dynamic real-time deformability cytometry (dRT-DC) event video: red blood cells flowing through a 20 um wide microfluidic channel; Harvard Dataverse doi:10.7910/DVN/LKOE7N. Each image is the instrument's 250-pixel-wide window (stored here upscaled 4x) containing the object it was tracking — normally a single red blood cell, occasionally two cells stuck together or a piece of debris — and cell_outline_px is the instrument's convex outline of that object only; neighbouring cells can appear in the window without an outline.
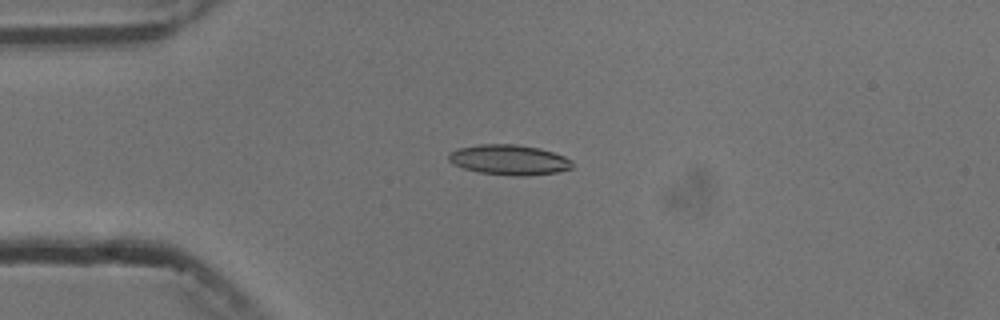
{"species": "common noctule bat (a hibernating species)", "species_latin": "Nyctalus noctula", "temperature_condition": "cold", "stored_images_in_passage": 5, "camera_frame_rate_fps": 3000, "um_per_image_px": 0.085, "animal": {"sex": "male", "body_mass_g": 13.3}, "frame": {"image": 1, "passage_image": 1, "time_ms": 0.0, "image_size_px": [1000, 320], "cell_outline_px": [[572, 168], [556, 172], [528, 176], [512, 176], [480, 172], [464, 168], [452, 164], [448, 160], [448, 152], [460, 148], [480, 144], [516, 144], [540, 148], [564, 156], [572, 160]], "centroid_in_image_um": [43.27, 13.58], "position_along_channel_um": 41.7, "area_um2": 21.79}}
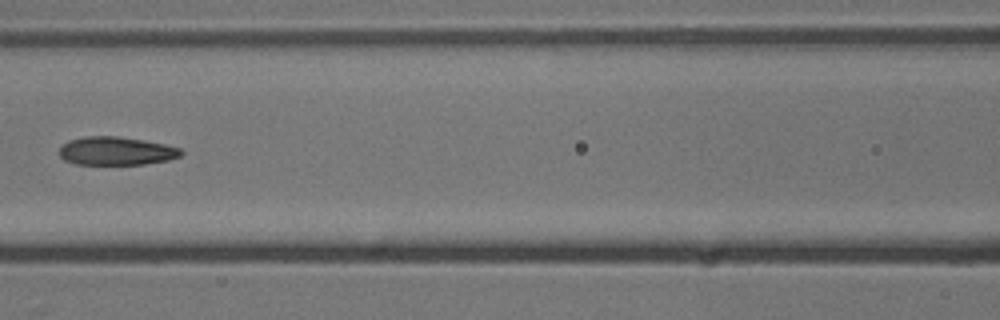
{"frame": {"image": 2, "passage_image": 4, "time_ms": 3.667, "image_size_px": [1000, 320], "cell_outline_px": [[184, 152], [180, 156], [168, 160], [144, 164], [76, 164], [64, 160], [60, 156], [60, 148], [68, 140], [84, 136], [116, 136], [164, 144], [180, 148]], "centroid_in_image_um": [9.86, 12.83], "position_along_channel_um": 156.7, "area_um2": 19.94}}
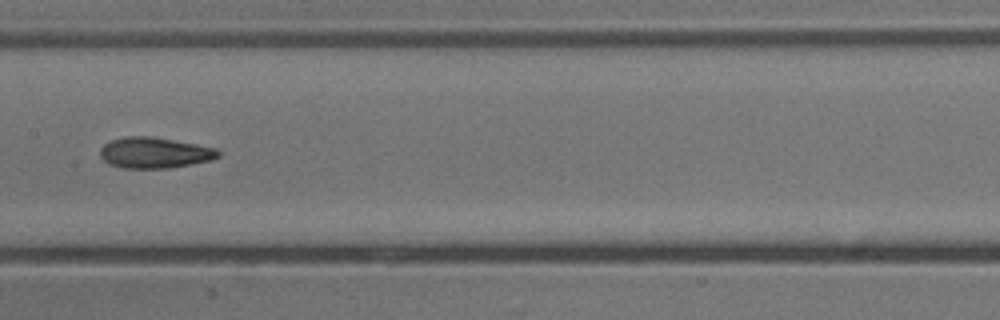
{"frame": {"image": 3, "passage_image": 5, "time_ms": 4.667, "image_size_px": [1000, 320], "cell_outline_px": [[220, 156], [212, 160], [168, 168], [124, 168], [108, 164], [100, 156], [100, 148], [104, 144], [112, 140], [124, 136], [152, 136], [196, 144], [216, 148], [220, 152]], "centroid_in_image_um": [13.13, 12.98], "position_along_channel_um": 194.3, "area_um2": 21.27}}